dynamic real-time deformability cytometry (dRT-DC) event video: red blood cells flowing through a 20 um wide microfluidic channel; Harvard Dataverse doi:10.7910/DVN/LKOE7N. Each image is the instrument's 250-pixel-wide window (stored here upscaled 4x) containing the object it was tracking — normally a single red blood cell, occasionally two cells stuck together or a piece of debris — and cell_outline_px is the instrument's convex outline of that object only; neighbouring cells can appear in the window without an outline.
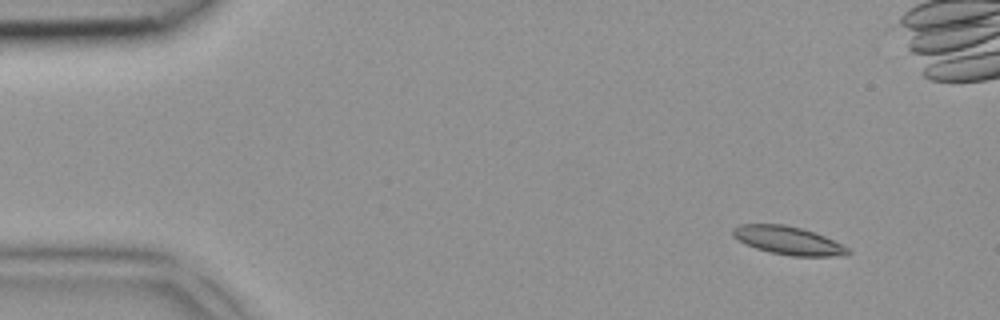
{"species": "common noctule bat (a hibernating species)", "species_latin": "Nyctalus noctula", "temperature_condition": "room temperature", "stored_images_in_passage": 5, "camera_frame_rate_fps": 3000, "um_per_image_px": 0.085, "animal": {"sex": "female", "body_mass_g": 18.4}, "frame": {"image": 1, "passage_image": 1, "time_ms": 0.0, "image_size_px": [1000, 320], "cell_outline_px": [[852, 252], [844, 256], [792, 256], [772, 252], [756, 248], [744, 244], [732, 236], [732, 228], [740, 224], [784, 224], [800, 228], [824, 236], [848, 248]], "centroid_in_image_um": [66.96, 20.44], "position_along_channel_um": 18.0, "area_um2": 18.79}}